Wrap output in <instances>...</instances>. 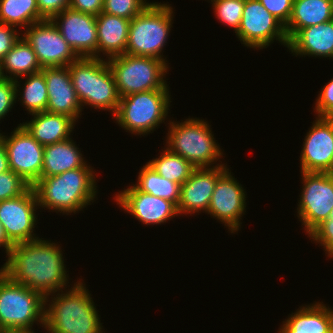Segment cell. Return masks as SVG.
<instances>
[{
    "label": "cell",
    "instance_id": "6da1fadb",
    "mask_svg": "<svg viewBox=\"0 0 333 333\" xmlns=\"http://www.w3.org/2000/svg\"><path fill=\"white\" fill-rule=\"evenodd\" d=\"M42 239L14 244L0 272L45 298L70 285L61 246Z\"/></svg>",
    "mask_w": 333,
    "mask_h": 333
},
{
    "label": "cell",
    "instance_id": "7a4b0ae2",
    "mask_svg": "<svg viewBox=\"0 0 333 333\" xmlns=\"http://www.w3.org/2000/svg\"><path fill=\"white\" fill-rule=\"evenodd\" d=\"M55 295L51 294V300L49 296L45 297L44 328L47 332L103 333L95 302L81 280Z\"/></svg>",
    "mask_w": 333,
    "mask_h": 333
},
{
    "label": "cell",
    "instance_id": "3957f363",
    "mask_svg": "<svg viewBox=\"0 0 333 333\" xmlns=\"http://www.w3.org/2000/svg\"><path fill=\"white\" fill-rule=\"evenodd\" d=\"M87 163L60 175L41 177L33 186L38 207L56 213L76 214L94 202L97 176ZM76 212V213H75Z\"/></svg>",
    "mask_w": 333,
    "mask_h": 333
},
{
    "label": "cell",
    "instance_id": "277c9868",
    "mask_svg": "<svg viewBox=\"0 0 333 333\" xmlns=\"http://www.w3.org/2000/svg\"><path fill=\"white\" fill-rule=\"evenodd\" d=\"M69 72L82 107L109 110L114 116L120 96L106 59L79 57L69 65Z\"/></svg>",
    "mask_w": 333,
    "mask_h": 333
},
{
    "label": "cell",
    "instance_id": "5b68a950",
    "mask_svg": "<svg viewBox=\"0 0 333 333\" xmlns=\"http://www.w3.org/2000/svg\"><path fill=\"white\" fill-rule=\"evenodd\" d=\"M168 124L166 147L171 152L182 156L195 168L225 165L216 163L223 157V152L206 120L187 118L180 123L169 121Z\"/></svg>",
    "mask_w": 333,
    "mask_h": 333
},
{
    "label": "cell",
    "instance_id": "8992f818",
    "mask_svg": "<svg viewBox=\"0 0 333 333\" xmlns=\"http://www.w3.org/2000/svg\"><path fill=\"white\" fill-rule=\"evenodd\" d=\"M45 298L0 272V327L5 332L34 333V323L44 327Z\"/></svg>",
    "mask_w": 333,
    "mask_h": 333
},
{
    "label": "cell",
    "instance_id": "52a82bcc",
    "mask_svg": "<svg viewBox=\"0 0 333 333\" xmlns=\"http://www.w3.org/2000/svg\"><path fill=\"white\" fill-rule=\"evenodd\" d=\"M173 12L170 4L150 2L140 14L130 20L125 54L154 57L167 64L162 50L172 28Z\"/></svg>",
    "mask_w": 333,
    "mask_h": 333
},
{
    "label": "cell",
    "instance_id": "ba28073f",
    "mask_svg": "<svg viewBox=\"0 0 333 333\" xmlns=\"http://www.w3.org/2000/svg\"><path fill=\"white\" fill-rule=\"evenodd\" d=\"M169 90H148L121 97L114 119L131 134L152 133L167 119L172 102Z\"/></svg>",
    "mask_w": 333,
    "mask_h": 333
},
{
    "label": "cell",
    "instance_id": "9c48e42d",
    "mask_svg": "<svg viewBox=\"0 0 333 333\" xmlns=\"http://www.w3.org/2000/svg\"><path fill=\"white\" fill-rule=\"evenodd\" d=\"M120 98L148 90L169 89L165 80L169 65L163 60L123 54L107 59Z\"/></svg>",
    "mask_w": 333,
    "mask_h": 333
},
{
    "label": "cell",
    "instance_id": "30bf717a",
    "mask_svg": "<svg viewBox=\"0 0 333 333\" xmlns=\"http://www.w3.org/2000/svg\"><path fill=\"white\" fill-rule=\"evenodd\" d=\"M302 173V189L297 207L298 218L309 235L328 219L333 208V173Z\"/></svg>",
    "mask_w": 333,
    "mask_h": 333
},
{
    "label": "cell",
    "instance_id": "8fae6325",
    "mask_svg": "<svg viewBox=\"0 0 333 333\" xmlns=\"http://www.w3.org/2000/svg\"><path fill=\"white\" fill-rule=\"evenodd\" d=\"M237 38L244 46L263 49L274 40L288 47L285 26L271 15L258 0H245Z\"/></svg>",
    "mask_w": 333,
    "mask_h": 333
},
{
    "label": "cell",
    "instance_id": "7c38bea8",
    "mask_svg": "<svg viewBox=\"0 0 333 333\" xmlns=\"http://www.w3.org/2000/svg\"><path fill=\"white\" fill-rule=\"evenodd\" d=\"M0 135L6 147L9 169L33 186L41 178L44 146L21 123L10 136Z\"/></svg>",
    "mask_w": 333,
    "mask_h": 333
},
{
    "label": "cell",
    "instance_id": "4fadbf2b",
    "mask_svg": "<svg viewBox=\"0 0 333 333\" xmlns=\"http://www.w3.org/2000/svg\"><path fill=\"white\" fill-rule=\"evenodd\" d=\"M22 36L33 48L42 68L69 66L79 58L52 20L33 23Z\"/></svg>",
    "mask_w": 333,
    "mask_h": 333
},
{
    "label": "cell",
    "instance_id": "5bb4252c",
    "mask_svg": "<svg viewBox=\"0 0 333 333\" xmlns=\"http://www.w3.org/2000/svg\"><path fill=\"white\" fill-rule=\"evenodd\" d=\"M37 206V197L32 186L18 197L0 201V222L13 244L39 238L33 232L38 219L35 214Z\"/></svg>",
    "mask_w": 333,
    "mask_h": 333
},
{
    "label": "cell",
    "instance_id": "9a60e30c",
    "mask_svg": "<svg viewBox=\"0 0 333 333\" xmlns=\"http://www.w3.org/2000/svg\"><path fill=\"white\" fill-rule=\"evenodd\" d=\"M246 191L229 168L217 179L207 213L235 233L241 227L246 212Z\"/></svg>",
    "mask_w": 333,
    "mask_h": 333
},
{
    "label": "cell",
    "instance_id": "2e32d148",
    "mask_svg": "<svg viewBox=\"0 0 333 333\" xmlns=\"http://www.w3.org/2000/svg\"><path fill=\"white\" fill-rule=\"evenodd\" d=\"M51 20L79 57L98 58L96 16L67 8Z\"/></svg>",
    "mask_w": 333,
    "mask_h": 333
},
{
    "label": "cell",
    "instance_id": "e0dca14e",
    "mask_svg": "<svg viewBox=\"0 0 333 333\" xmlns=\"http://www.w3.org/2000/svg\"><path fill=\"white\" fill-rule=\"evenodd\" d=\"M300 155V172L332 173L333 118L316 117Z\"/></svg>",
    "mask_w": 333,
    "mask_h": 333
},
{
    "label": "cell",
    "instance_id": "ac0fdd59",
    "mask_svg": "<svg viewBox=\"0 0 333 333\" xmlns=\"http://www.w3.org/2000/svg\"><path fill=\"white\" fill-rule=\"evenodd\" d=\"M115 194V201L127 214L146 225H161L178 217L177 206L167 200L137 190L133 185Z\"/></svg>",
    "mask_w": 333,
    "mask_h": 333
},
{
    "label": "cell",
    "instance_id": "d6986e66",
    "mask_svg": "<svg viewBox=\"0 0 333 333\" xmlns=\"http://www.w3.org/2000/svg\"><path fill=\"white\" fill-rule=\"evenodd\" d=\"M227 169V165L194 168L190 177L181 185L178 214L207 213L217 179Z\"/></svg>",
    "mask_w": 333,
    "mask_h": 333
},
{
    "label": "cell",
    "instance_id": "ffe728a7",
    "mask_svg": "<svg viewBox=\"0 0 333 333\" xmlns=\"http://www.w3.org/2000/svg\"><path fill=\"white\" fill-rule=\"evenodd\" d=\"M47 85L46 111L63 114L76 122L84 109L72 84L69 66L42 68Z\"/></svg>",
    "mask_w": 333,
    "mask_h": 333
},
{
    "label": "cell",
    "instance_id": "44dd1931",
    "mask_svg": "<svg viewBox=\"0 0 333 333\" xmlns=\"http://www.w3.org/2000/svg\"><path fill=\"white\" fill-rule=\"evenodd\" d=\"M287 48L296 57L333 58V19L300 29L289 40Z\"/></svg>",
    "mask_w": 333,
    "mask_h": 333
},
{
    "label": "cell",
    "instance_id": "7402d4cb",
    "mask_svg": "<svg viewBox=\"0 0 333 333\" xmlns=\"http://www.w3.org/2000/svg\"><path fill=\"white\" fill-rule=\"evenodd\" d=\"M323 302L300 306L283 321L279 333H333V310Z\"/></svg>",
    "mask_w": 333,
    "mask_h": 333
},
{
    "label": "cell",
    "instance_id": "603a6c76",
    "mask_svg": "<svg viewBox=\"0 0 333 333\" xmlns=\"http://www.w3.org/2000/svg\"><path fill=\"white\" fill-rule=\"evenodd\" d=\"M98 58L106 60L126 53L130 20L101 12L96 16Z\"/></svg>",
    "mask_w": 333,
    "mask_h": 333
},
{
    "label": "cell",
    "instance_id": "cb8c5ba5",
    "mask_svg": "<svg viewBox=\"0 0 333 333\" xmlns=\"http://www.w3.org/2000/svg\"><path fill=\"white\" fill-rule=\"evenodd\" d=\"M31 115L33 118L22 125L42 146L69 139L76 124L73 118L63 114L43 111Z\"/></svg>",
    "mask_w": 333,
    "mask_h": 333
},
{
    "label": "cell",
    "instance_id": "d4e9b609",
    "mask_svg": "<svg viewBox=\"0 0 333 333\" xmlns=\"http://www.w3.org/2000/svg\"><path fill=\"white\" fill-rule=\"evenodd\" d=\"M81 150L70 137L61 142L44 146L43 167L41 177H52L61 173L83 167Z\"/></svg>",
    "mask_w": 333,
    "mask_h": 333
},
{
    "label": "cell",
    "instance_id": "484cf974",
    "mask_svg": "<svg viewBox=\"0 0 333 333\" xmlns=\"http://www.w3.org/2000/svg\"><path fill=\"white\" fill-rule=\"evenodd\" d=\"M333 19V0H294L291 18L285 26L288 40L300 29Z\"/></svg>",
    "mask_w": 333,
    "mask_h": 333
},
{
    "label": "cell",
    "instance_id": "4316f807",
    "mask_svg": "<svg viewBox=\"0 0 333 333\" xmlns=\"http://www.w3.org/2000/svg\"><path fill=\"white\" fill-rule=\"evenodd\" d=\"M22 34L13 48L1 60V69L4 78L19 80L23 76L42 71L33 48Z\"/></svg>",
    "mask_w": 333,
    "mask_h": 333
},
{
    "label": "cell",
    "instance_id": "83f0119b",
    "mask_svg": "<svg viewBox=\"0 0 333 333\" xmlns=\"http://www.w3.org/2000/svg\"><path fill=\"white\" fill-rule=\"evenodd\" d=\"M45 20L39 13L37 0H0V23L28 28Z\"/></svg>",
    "mask_w": 333,
    "mask_h": 333
},
{
    "label": "cell",
    "instance_id": "f1b7e54d",
    "mask_svg": "<svg viewBox=\"0 0 333 333\" xmlns=\"http://www.w3.org/2000/svg\"><path fill=\"white\" fill-rule=\"evenodd\" d=\"M24 88L21 91V86L18 79H15L16 98L20 99L21 104L29 114L40 113L46 111L48 102V92L44 73L42 71L23 76L25 79ZM19 88V89H18ZM19 93V94H18ZM20 96L21 98H19Z\"/></svg>",
    "mask_w": 333,
    "mask_h": 333
},
{
    "label": "cell",
    "instance_id": "f546056e",
    "mask_svg": "<svg viewBox=\"0 0 333 333\" xmlns=\"http://www.w3.org/2000/svg\"><path fill=\"white\" fill-rule=\"evenodd\" d=\"M133 186L139 191L167 199L176 206L179 203L181 185L163 178L148 163L139 171L137 184Z\"/></svg>",
    "mask_w": 333,
    "mask_h": 333
},
{
    "label": "cell",
    "instance_id": "4dcf8cb0",
    "mask_svg": "<svg viewBox=\"0 0 333 333\" xmlns=\"http://www.w3.org/2000/svg\"><path fill=\"white\" fill-rule=\"evenodd\" d=\"M159 157L147 162L163 178L182 185L191 175L194 166L182 156L174 154L167 147Z\"/></svg>",
    "mask_w": 333,
    "mask_h": 333
},
{
    "label": "cell",
    "instance_id": "1f68e13d",
    "mask_svg": "<svg viewBox=\"0 0 333 333\" xmlns=\"http://www.w3.org/2000/svg\"><path fill=\"white\" fill-rule=\"evenodd\" d=\"M211 2L216 18L232 27L236 33L241 24L245 0H211Z\"/></svg>",
    "mask_w": 333,
    "mask_h": 333
},
{
    "label": "cell",
    "instance_id": "d6a6232c",
    "mask_svg": "<svg viewBox=\"0 0 333 333\" xmlns=\"http://www.w3.org/2000/svg\"><path fill=\"white\" fill-rule=\"evenodd\" d=\"M147 0H104V13L133 19L140 14L150 3Z\"/></svg>",
    "mask_w": 333,
    "mask_h": 333
},
{
    "label": "cell",
    "instance_id": "836d02e7",
    "mask_svg": "<svg viewBox=\"0 0 333 333\" xmlns=\"http://www.w3.org/2000/svg\"><path fill=\"white\" fill-rule=\"evenodd\" d=\"M30 185L12 170L0 173V201L23 194Z\"/></svg>",
    "mask_w": 333,
    "mask_h": 333
},
{
    "label": "cell",
    "instance_id": "e575fe53",
    "mask_svg": "<svg viewBox=\"0 0 333 333\" xmlns=\"http://www.w3.org/2000/svg\"><path fill=\"white\" fill-rule=\"evenodd\" d=\"M312 240L323 246L328 257L333 259V220L326 219L318 225L309 235Z\"/></svg>",
    "mask_w": 333,
    "mask_h": 333
},
{
    "label": "cell",
    "instance_id": "d590c367",
    "mask_svg": "<svg viewBox=\"0 0 333 333\" xmlns=\"http://www.w3.org/2000/svg\"><path fill=\"white\" fill-rule=\"evenodd\" d=\"M278 21L286 26L291 18L294 0H258Z\"/></svg>",
    "mask_w": 333,
    "mask_h": 333
},
{
    "label": "cell",
    "instance_id": "8d00e7d4",
    "mask_svg": "<svg viewBox=\"0 0 333 333\" xmlns=\"http://www.w3.org/2000/svg\"><path fill=\"white\" fill-rule=\"evenodd\" d=\"M16 101L15 80L3 78L0 80V120L11 111Z\"/></svg>",
    "mask_w": 333,
    "mask_h": 333
},
{
    "label": "cell",
    "instance_id": "74e56055",
    "mask_svg": "<svg viewBox=\"0 0 333 333\" xmlns=\"http://www.w3.org/2000/svg\"><path fill=\"white\" fill-rule=\"evenodd\" d=\"M315 102V113L317 117L333 118V78L325 83Z\"/></svg>",
    "mask_w": 333,
    "mask_h": 333
},
{
    "label": "cell",
    "instance_id": "f35d334b",
    "mask_svg": "<svg viewBox=\"0 0 333 333\" xmlns=\"http://www.w3.org/2000/svg\"><path fill=\"white\" fill-rule=\"evenodd\" d=\"M16 27L0 23V61L21 38Z\"/></svg>",
    "mask_w": 333,
    "mask_h": 333
},
{
    "label": "cell",
    "instance_id": "ab89813d",
    "mask_svg": "<svg viewBox=\"0 0 333 333\" xmlns=\"http://www.w3.org/2000/svg\"><path fill=\"white\" fill-rule=\"evenodd\" d=\"M69 4L70 0H37L39 13L47 20L69 8Z\"/></svg>",
    "mask_w": 333,
    "mask_h": 333
},
{
    "label": "cell",
    "instance_id": "60d3db41",
    "mask_svg": "<svg viewBox=\"0 0 333 333\" xmlns=\"http://www.w3.org/2000/svg\"><path fill=\"white\" fill-rule=\"evenodd\" d=\"M104 0H70L69 8L98 16L103 11Z\"/></svg>",
    "mask_w": 333,
    "mask_h": 333
},
{
    "label": "cell",
    "instance_id": "b9f144b4",
    "mask_svg": "<svg viewBox=\"0 0 333 333\" xmlns=\"http://www.w3.org/2000/svg\"><path fill=\"white\" fill-rule=\"evenodd\" d=\"M8 170H10L8 164V155L3 138L0 135V173L6 172Z\"/></svg>",
    "mask_w": 333,
    "mask_h": 333
},
{
    "label": "cell",
    "instance_id": "7bdbcfd3",
    "mask_svg": "<svg viewBox=\"0 0 333 333\" xmlns=\"http://www.w3.org/2000/svg\"><path fill=\"white\" fill-rule=\"evenodd\" d=\"M14 244L8 239L4 226L0 222V247H4L6 254L11 250Z\"/></svg>",
    "mask_w": 333,
    "mask_h": 333
},
{
    "label": "cell",
    "instance_id": "ee69618b",
    "mask_svg": "<svg viewBox=\"0 0 333 333\" xmlns=\"http://www.w3.org/2000/svg\"><path fill=\"white\" fill-rule=\"evenodd\" d=\"M4 77H3V74H2V69H1V61H0V80H2Z\"/></svg>",
    "mask_w": 333,
    "mask_h": 333
},
{
    "label": "cell",
    "instance_id": "f6af8a7d",
    "mask_svg": "<svg viewBox=\"0 0 333 333\" xmlns=\"http://www.w3.org/2000/svg\"><path fill=\"white\" fill-rule=\"evenodd\" d=\"M328 218L333 220V208H332V210L330 211V215H329Z\"/></svg>",
    "mask_w": 333,
    "mask_h": 333
},
{
    "label": "cell",
    "instance_id": "bcb514c9",
    "mask_svg": "<svg viewBox=\"0 0 333 333\" xmlns=\"http://www.w3.org/2000/svg\"><path fill=\"white\" fill-rule=\"evenodd\" d=\"M0 333H5V331L0 327Z\"/></svg>",
    "mask_w": 333,
    "mask_h": 333
}]
</instances>
